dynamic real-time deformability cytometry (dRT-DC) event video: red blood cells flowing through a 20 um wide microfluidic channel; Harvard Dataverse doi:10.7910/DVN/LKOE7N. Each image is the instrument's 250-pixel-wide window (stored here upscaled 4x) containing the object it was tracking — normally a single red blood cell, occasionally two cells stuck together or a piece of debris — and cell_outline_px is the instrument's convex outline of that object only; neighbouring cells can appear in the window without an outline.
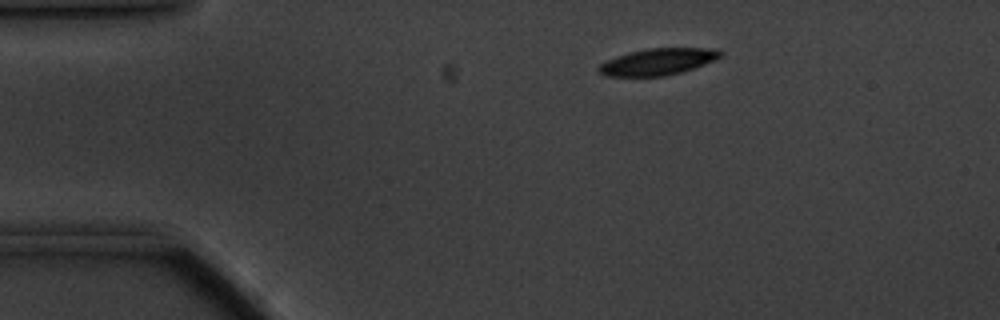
{"species": "common noctule bat (a hibernating species)", "species_latin": "Nyctalus noctula", "temperature_condition": "cold", "stored_images_in_passage": 52, "camera_frame_rate_fps": 3000, "um_per_image_px": 0.085, "animal": {"sex": "male", "body_mass_g": 20.1, "forearm_length_mm": 53.5}, "frame": {"image": 1, "passage_image": 4, "time_ms": 1.0, "image_size_px": [1000, 320], "cell_outline_px": [[720, 56], [712, 60], [692, 68], [680, 72], [660, 76], [608, 76], [600, 72], [600, 64], [608, 60], [632, 52], [652, 48], [700, 48], [720, 52]], "centroid_in_image_um": [55.86, 5.26], "position_along_channel_um": 29.1, "area_um2": 17.8}}
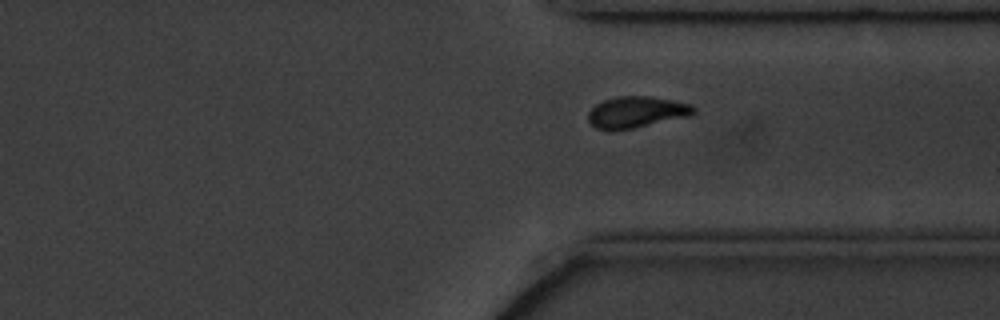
{"frame": {"image": 2, "passage_image": 37, "time_ms": 12.0, "image_size_px": [1000, 320], "cell_outline_px": [[696, 108], [692, 112], [684, 116], [632, 128], [596, 128], [588, 120], [588, 112], [596, 104], [604, 100], [620, 96], [644, 96], [692, 104]], "centroid_in_image_um": [54.04, 9.5], "position_along_channel_um": 357.4, "area_um2": 18.21}}
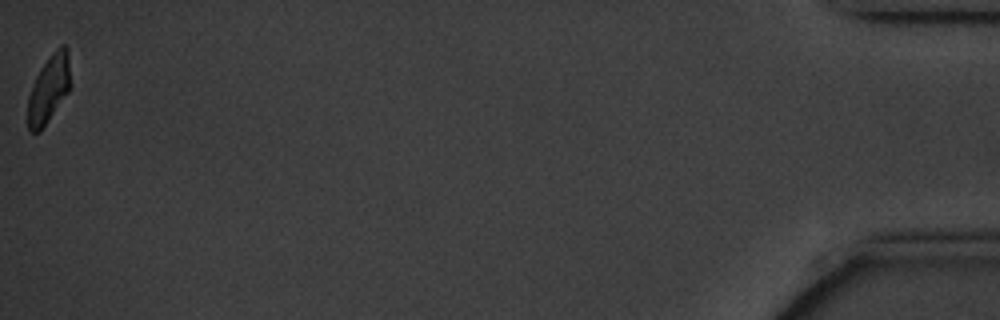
{"frame": {"image": 3, "passage_image": 52, "time_ms": 17.0, "image_size_px": [1000, 320], "cell_outline_px": [[72, 84], [68, 92], [40, 132], [28, 132], [28, 96], [36, 76], [52, 52], [60, 44], [64, 44], [68, 48]], "centroid_in_image_um": [4.18, 7.53], "position_along_channel_um": 431.0, "area_um2": 16.99}, "authors_computed_cell_mechanics": {"area_um2": 17.8024, "velocity_mm_per_s": 3.4388, "shape_relaxation_time_tau1_ms": 3.7262, "shape_relaxation_time_tau2_ms": 10.7483, "deformation_change_tau1": 0.1697, "deformation_change_tau2": 0.1663}}